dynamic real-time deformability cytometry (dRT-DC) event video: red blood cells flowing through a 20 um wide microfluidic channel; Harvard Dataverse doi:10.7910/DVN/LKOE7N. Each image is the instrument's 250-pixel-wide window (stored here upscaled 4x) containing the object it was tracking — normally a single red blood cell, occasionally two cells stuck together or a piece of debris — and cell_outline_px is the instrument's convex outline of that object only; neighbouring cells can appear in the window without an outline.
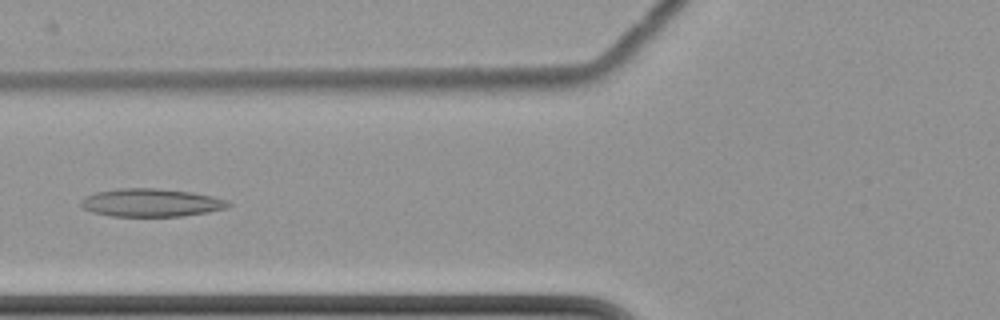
{"species": "common noctule bat (a hibernating species)", "species_latin": "Nyctalus noctula", "temperature_condition": "cold", "stored_images_in_passage": 8, "camera_frame_rate_fps": 3000, "um_per_image_px": 0.085, "animal": {"sex": "female", "body_mass_g": 22.7, "forearm_length_mm": 54.2}, "frame": {"image": 1, "passage_image": 7, "time_ms": 8.333, "image_size_px": [1000, 320], "cell_outline_px": [[232, 204], [228, 208], [208, 212], [184, 216], [112, 216], [92, 212], [84, 208], [80, 204], [80, 200], [96, 192], [120, 188], [156, 188], [192, 192], [212, 196], [228, 200]], "centroid_in_image_um": [12.89, 17.23], "position_along_channel_um": 112.9, "area_um2": 24.1}}
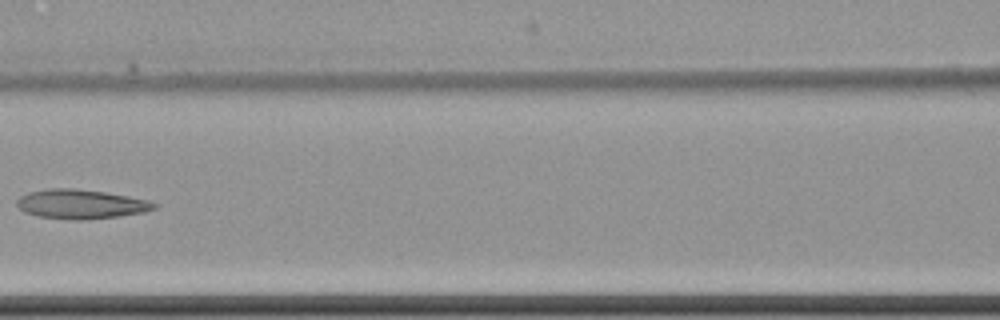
{"frame": {"image": 2, "passage_image": 8, "time_ms": 9.667, "image_size_px": [1000, 320], "cell_outline_px": [[160, 204], [156, 208], [144, 212], [120, 216], [84, 220], [72, 220], [36, 216], [24, 212], [16, 204], [16, 200], [20, 196], [28, 192], [48, 188], [76, 188], [104, 192], [128, 196], [148, 200]], "centroid_in_image_um": [6.87, 17.35], "position_along_channel_um": 159.7, "area_um2": 23.7}}